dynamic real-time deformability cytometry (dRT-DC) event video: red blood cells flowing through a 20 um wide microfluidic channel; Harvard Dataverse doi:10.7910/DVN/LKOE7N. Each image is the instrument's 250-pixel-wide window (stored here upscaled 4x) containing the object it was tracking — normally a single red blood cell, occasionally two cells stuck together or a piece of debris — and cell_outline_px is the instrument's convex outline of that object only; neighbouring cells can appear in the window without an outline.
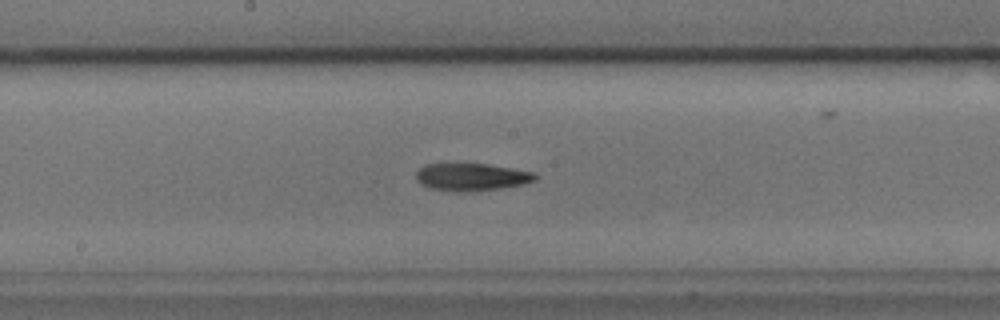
{"species": "common noctule bat (a hibernating species)", "species_latin": "Nyctalus noctula", "temperature_condition": "cold", "stored_images_in_passage": 44, "camera_frame_rate_fps": 3000, "um_per_image_px": 0.085, "animal": {"sex": "male", "body_mass_g": 17.9, "forearm_length_mm": 54.2}, "frame": {"image": 1, "passage_image": 26, "time_ms": 8.333, "image_size_px": [1000, 320], "cell_outline_px": [[540, 176], [536, 180], [524, 184], [500, 188], [472, 192], [460, 192], [428, 188], [420, 184], [416, 180], [416, 172], [424, 164], [488, 164], [536, 172]], "centroid_in_image_um": [40.11, 15.05], "position_along_channel_um": 208.1, "area_um2": 19.36}, "authors_computed_cell_mechanics": {"area_um2": 18.9006, "velocity_mm_per_s": 3.7351, "shape_relaxation_time_tau1_ms": null, "shape_relaxation_time_tau2_ms": 6.7941, "deformation_change_tau1": null, "deformation_change_tau2": 0.1669}}